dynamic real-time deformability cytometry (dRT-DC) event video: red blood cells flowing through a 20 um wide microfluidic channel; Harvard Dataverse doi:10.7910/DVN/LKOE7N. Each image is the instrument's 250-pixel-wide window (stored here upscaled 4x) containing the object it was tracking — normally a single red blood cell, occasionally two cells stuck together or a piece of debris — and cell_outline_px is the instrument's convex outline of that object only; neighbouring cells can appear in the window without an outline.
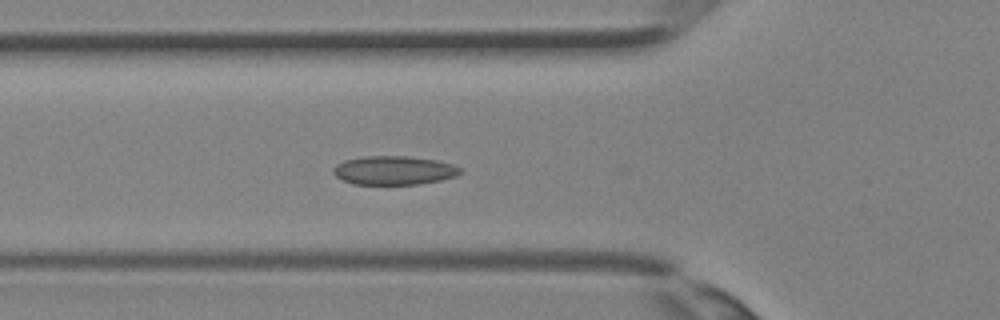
{"species": "Egyptian fruit bat (a non-hibernating species)", "species_latin": "Rousettus aegyptiacus", "temperature_condition": "room temperature", "stored_images_in_passage": 33, "camera_frame_rate_fps": 3000, "um_per_image_px": 0.085, "animal": {"sex": "female"}, "frame": {"image": 1, "passage_image": 10, "time_ms": 3.0, "image_size_px": [1000, 320], "cell_outline_px": [[464, 172], [456, 176], [440, 180], [420, 184], [352, 184], [336, 176], [332, 172], [332, 168], [336, 164], [344, 160], [364, 156], [408, 156], [436, 160], [452, 164], [464, 168]], "centroid_in_image_um": [33.51, 14.47], "position_along_channel_um": 92.3, "area_um2": 21.5}}
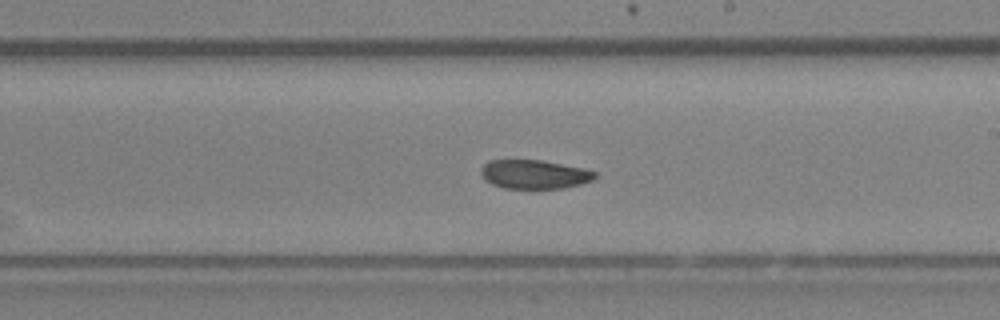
{"frame": {"image": 2, "passage_image": 18, "time_ms": 5.667, "image_size_px": [1000, 320], "cell_outline_px": [[596, 176], [592, 180], [580, 184], [564, 188], [504, 188], [492, 184], [484, 180], [480, 172], [480, 168], [488, 160], [544, 160], [584, 168], [596, 172]], "centroid_in_image_um": [45.39, 14.81], "position_along_channel_um": 243.6, "area_um2": 19.31}}
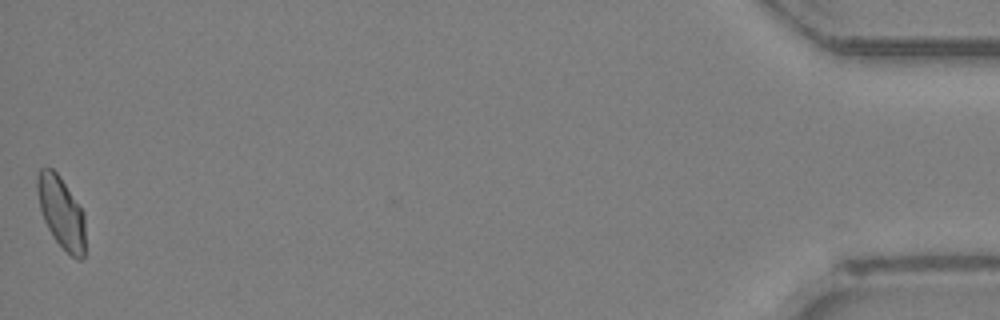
{"frame": {"image": 3, "passage_image": 33, "time_ms": 10.667, "image_size_px": [1000, 320], "cell_outline_px": [[84, 260], [76, 260], [52, 236], [44, 220], [40, 208], [36, 188], [36, 176], [40, 168], [52, 168], [60, 176], [84, 212]], "centroid_in_image_um": [5.2, 18.04], "position_along_channel_um": 430.0, "area_um2": 20.0}}